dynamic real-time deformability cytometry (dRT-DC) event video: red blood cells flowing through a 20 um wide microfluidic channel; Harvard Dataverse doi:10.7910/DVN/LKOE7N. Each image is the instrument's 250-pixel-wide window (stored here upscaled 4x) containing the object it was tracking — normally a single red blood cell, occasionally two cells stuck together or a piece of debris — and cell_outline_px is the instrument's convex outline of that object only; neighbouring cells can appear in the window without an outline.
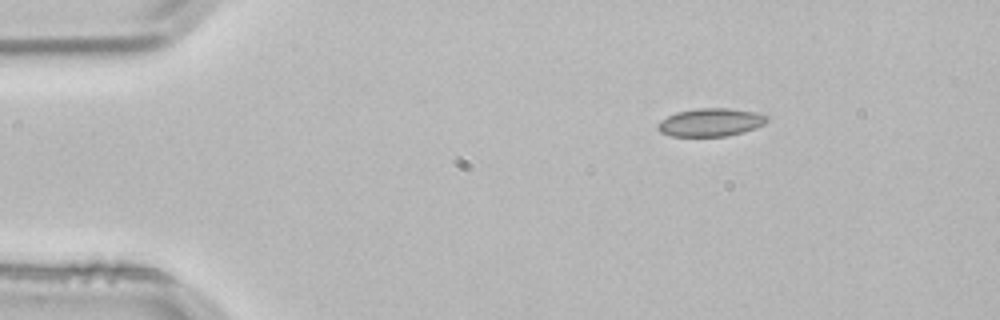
{"species": "common noctule bat (a hibernating species)", "species_latin": "Nyctalus noctula", "temperature_condition": "room temperature", "stored_images_in_passage": 2, "camera_frame_rate_fps": 3000, "um_per_image_px": 0.085, "animal": {"sex": "male", "body_mass_g": 21.5, "forearm_length_mm": 52.0}, "frame": {"image": 1, "passage_image": 1, "time_ms": 0.0, "image_size_px": [1000, 320], "cell_outline_px": [[768, 120], [764, 124], [756, 128], [744, 132], [728, 136], [672, 136], [660, 132], [656, 128], [656, 124], [660, 120], [676, 112], [700, 108], [728, 108], [756, 112], [768, 116]], "centroid_in_image_um": [60.4, 10.4], "position_along_channel_um": 24.6, "area_um2": 17.98}}